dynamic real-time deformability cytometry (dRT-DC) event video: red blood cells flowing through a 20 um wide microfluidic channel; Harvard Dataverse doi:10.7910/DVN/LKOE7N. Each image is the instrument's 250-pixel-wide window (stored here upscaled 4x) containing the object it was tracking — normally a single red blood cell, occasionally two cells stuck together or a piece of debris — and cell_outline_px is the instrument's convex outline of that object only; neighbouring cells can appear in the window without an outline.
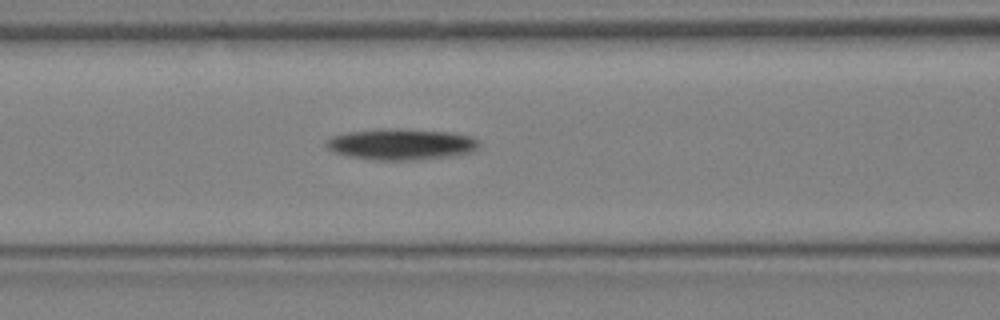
{"species": "Egyptian fruit bat (a non-hibernating species)", "species_latin": "Rousettus aegyptiacus", "temperature_condition": "warm", "stored_images_in_passage": 16, "camera_frame_rate_fps": 3000, "um_per_image_px": 0.085, "animal": {"sex": "female"}, "frame": {"image": 1, "passage_image": 11, "time_ms": 3.333, "image_size_px": [1000, 320], "cell_outline_px": [[480, 144], [476, 152], [452, 156], [412, 160], [376, 160], [348, 156], [336, 152], [328, 148], [324, 144], [332, 136], [348, 132], [380, 128], [400, 128], [452, 132], [472, 136], [480, 140]], "centroid_in_image_um": [34.18, 12.25], "position_along_channel_um": 132.4, "area_um2": 28.15}}
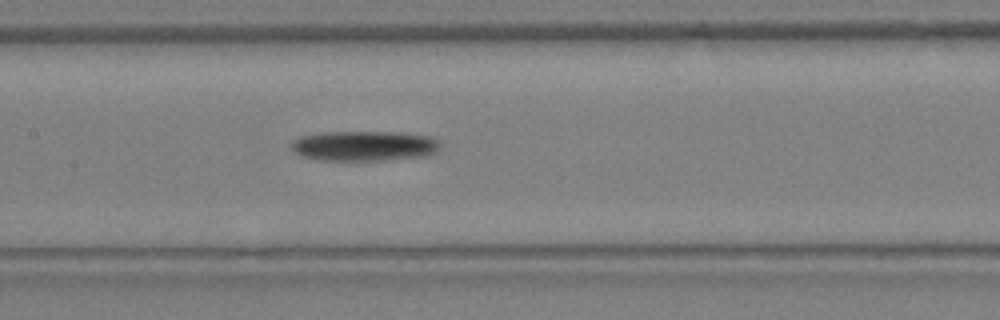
{"frame": {"image": 2, "passage_image": 13, "time_ms": 4.0, "image_size_px": [1000, 320], "cell_outline_px": [[440, 148], [436, 152], [428, 156], [384, 160], [320, 160], [300, 156], [292, 148], [292, 140], [300, 136], [324, 132], [400, 132], [428, 136], [436, 140], [440, 144]], "centroid_in_image_um": [30.96, 12.4], "position_along_channel_um": 176.4, "area_um2": 26.18}}
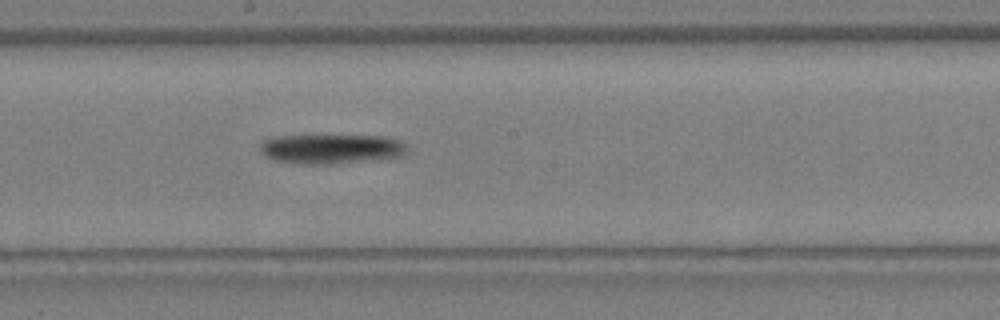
{"frame": {"image": 3, "passage_image": 15, "time_ms": 4.667, "image_size_px": [1000, 320], "cell_outline_px": [[408, 152], [400, 156], [328, 164], [300, 164], [272, 160], [264, 156], [260, 152], [260, 144], [264, 140], [276, 136], [392, 136], [400, 140], [408, 148]], "centroid_in_image_um": [28.13, 12.65], "position_along_channel_um": 220.1, "area_um2": 25.32}}